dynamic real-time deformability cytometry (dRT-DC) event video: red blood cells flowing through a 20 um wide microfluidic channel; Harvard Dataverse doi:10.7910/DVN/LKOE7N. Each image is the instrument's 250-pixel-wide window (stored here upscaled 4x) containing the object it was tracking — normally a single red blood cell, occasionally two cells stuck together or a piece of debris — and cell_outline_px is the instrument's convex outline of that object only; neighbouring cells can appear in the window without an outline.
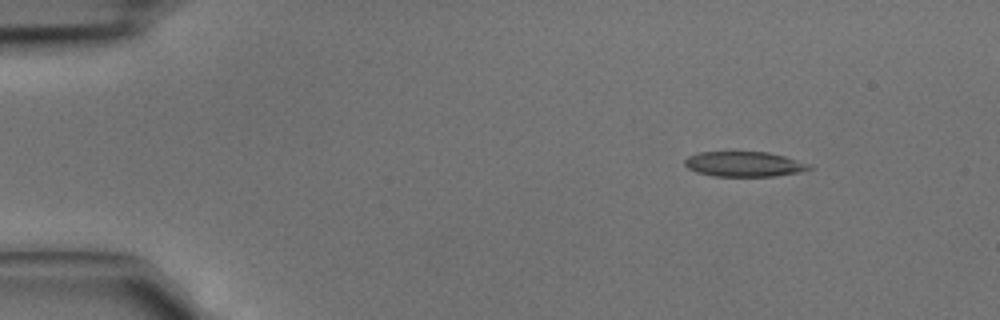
{"species": "common noctule bat (a hibernating species)", "species_latin": "Nyctalus noctula", "temperature_condition": "cold", "stored_images_in_passage": 3, "camera_frame_rate_fps": 3000, "um_per_image_px": 0.085, "animal": {"sex": "male", "body_mass_g": 15.6}, "frame": {"image": 1, "passage_image": 1, "time_ms": 0.0, "image_size_px": [1000, 320], "cell_outline_px": [[812, 168], [800, 172], [776, 176], [716, 176], [696, 172], [688, 168], [684, 164], [684, 160], [688, 156], [700, 152], [768, 152], [784, 156], [812, 164]], "centroid_in_image_um": [63.27, 13.95], "position_along_channel_um": 21.7, "area_um2": 18.21}}